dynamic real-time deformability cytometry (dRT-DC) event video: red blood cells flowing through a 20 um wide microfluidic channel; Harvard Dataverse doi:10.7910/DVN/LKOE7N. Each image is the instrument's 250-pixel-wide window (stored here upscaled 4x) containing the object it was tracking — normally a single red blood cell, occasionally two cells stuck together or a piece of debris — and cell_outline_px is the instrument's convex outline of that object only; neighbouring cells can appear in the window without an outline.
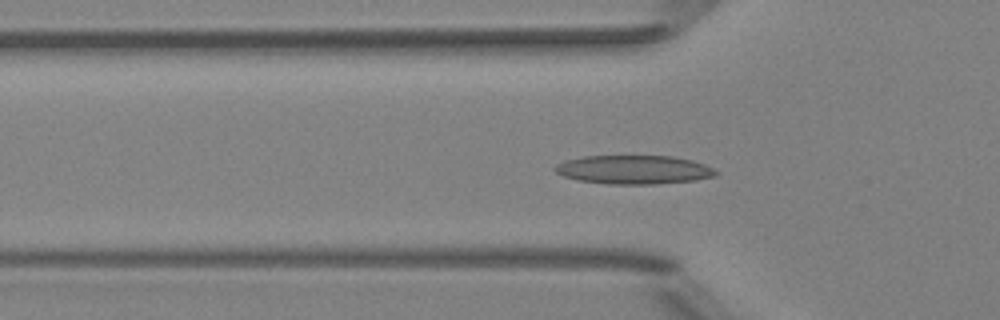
{"species": "Egyptian fruit bat (a non-hibernating species)", "species_latin": "Rousettus aegyptiacus", "temperature_condition": "room temperature", "stored_images_in_passage": 48, "camera_frame_rate_fps": 3000, "um_per_image_px": 0.085, "animal": {"sex": "female"}, "frame": {"image": 1, "passage_image": 13, "time_ms": 4.0, "image_size_px": [1000, 320], "cell_outline_px": [[720, 172], [716, 176], [696, 180], [656, 184], [608, 184], [576, 180], [564, 176], [556, 172], [552, 168], [556, 164], [564, 160], [584, 156], [672, 156], [692, 160], [704, 164]], "centroid_in_image_um": [53.87, 14.42], "position_along_channel_um": 71.9, "area_um2": 27.17}}
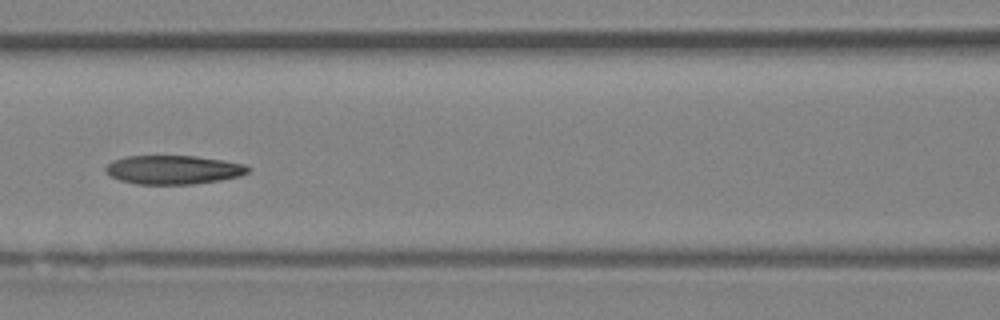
{"frame": {"image": 2, "passage_image": 19, "time_ms": 6.0, "image_size_px": [1000, 320], "cell_outline_px": [[252, 168], [248, 172], [240, 176], [220, 180], [192, 184], [136, 184], [120, 180], [104, 172], [104, 168], [112, 160], [124, 156], [196, 156], [224, 160], [244, 164]], "centroid_in_image_um": [14.73, 14.42], "position_along_channel_um": 151.9, "area_um2": 24.04}}
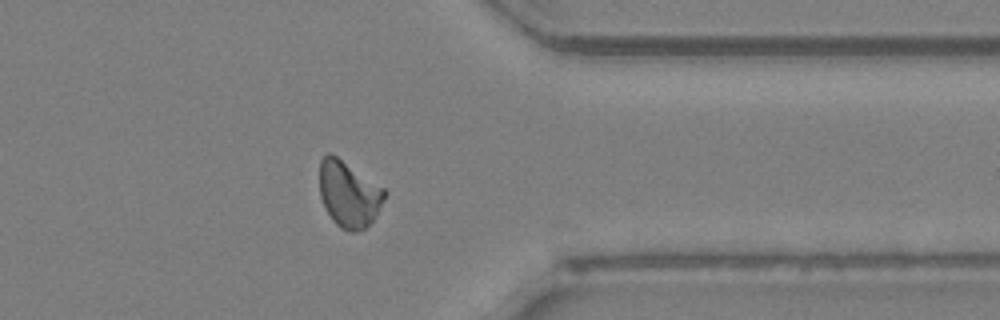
{"frame": {"image": 3, "passage_image": 37, "time_ms": 12.0, "image_size_px": [1000, 320], "cell_outline_px": [[388, 192], [376, 216], [364, 228], [356, 232], [352, 232], [340, 228], [332, 220], [324, 208], [320, 196], [320, 160], [328, 152], [332, 152], [384, 188]], "centroid_in_image_um": [29.64, 16.49], "position_along_channel_um": 381.8, "area_um2": 25.26}}